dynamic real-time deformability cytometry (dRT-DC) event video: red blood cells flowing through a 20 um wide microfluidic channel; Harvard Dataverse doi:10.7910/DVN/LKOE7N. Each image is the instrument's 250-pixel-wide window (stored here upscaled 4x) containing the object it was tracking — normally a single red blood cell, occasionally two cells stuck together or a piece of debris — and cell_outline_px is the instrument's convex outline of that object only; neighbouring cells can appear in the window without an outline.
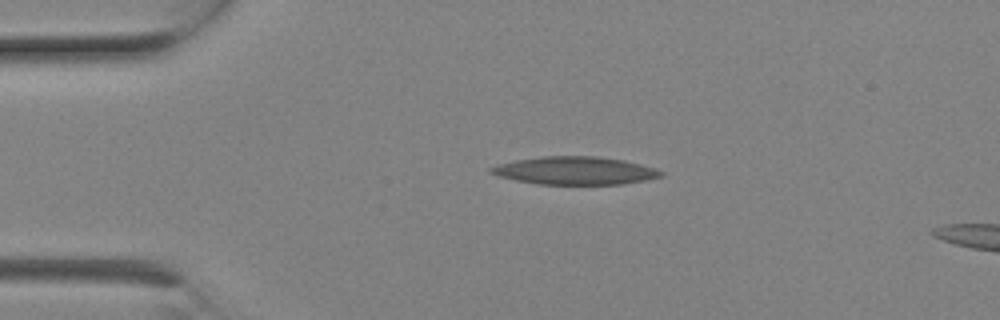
{"species": "Egyptian fruit bat (a non-hibernating species)", "species_latin": "Rousettus aegyptiacus", "temperature_condition": "room temperature", "stored_images_in_passage": 3, "camera_frame_rate_fps": 3000, "um_per_image_px": 0.085, "animal": {"sex": "female"}, "frame": {"image": 1, "passage_image": 1, "time_ms": 0.0, "image_size_px": [1000, 320], "cell_outline_px": [[664, 176], [644, 180], [620, 184], [536, 184], [516, 180], [500, 176], [488, 172], [488, 168], [500, 164], [516, 160], [544, 156], [596, 156], [624, 160], [656, 168], [664, 172]], "centroid_in_image_um": [48.89, 14.5], "position_along_channel_um": 36.1, "area_um2": 27.51}}